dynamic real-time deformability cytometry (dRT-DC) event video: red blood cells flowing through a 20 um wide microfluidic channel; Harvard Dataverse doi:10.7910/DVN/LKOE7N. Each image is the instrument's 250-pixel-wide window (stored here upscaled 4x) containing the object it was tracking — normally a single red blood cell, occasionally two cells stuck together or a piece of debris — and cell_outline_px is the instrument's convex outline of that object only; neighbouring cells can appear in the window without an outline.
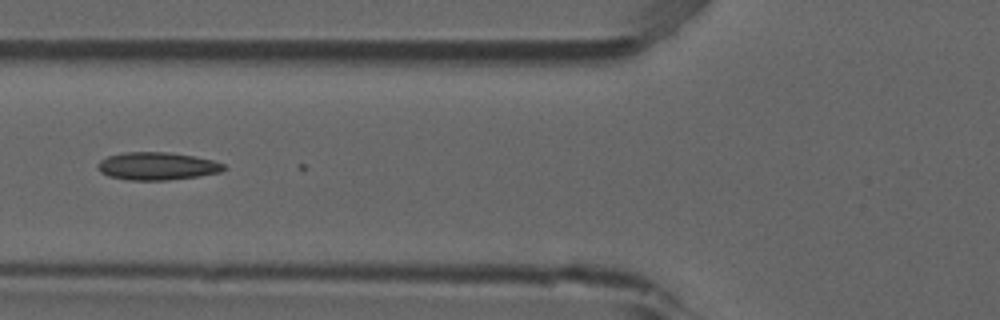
{"species": "common noctule bat (a hibernating species)", "species_latin": "Nyctalus noctula", "temperature_condition": "room temperature", "stored_images_in_passage": 3, "camera_frame_rate_fps": 3000, "um_per_image_px": 0.085, "animal": {"sex": "male", "forearm_length_mm": 52.5}, "frame": {"image": 1, "passage_image": 3, "time_ms": 0.667, "image_size_px": [1000, 320], "cell_outline_px": [[228, 168], [220, 172], [200, 176], [168, 180], [128, 180], [108, 176], [100, 172], [96, 168], [96, 164], [100, 160], [108, 156], [124, 152], [168, 152], [192, 156], [212, 160], [224, 164]], "centroid_in_image_um": [13.33, 14.12], "position_along_channel_um": 112.5, "area_um2": 20.52}}